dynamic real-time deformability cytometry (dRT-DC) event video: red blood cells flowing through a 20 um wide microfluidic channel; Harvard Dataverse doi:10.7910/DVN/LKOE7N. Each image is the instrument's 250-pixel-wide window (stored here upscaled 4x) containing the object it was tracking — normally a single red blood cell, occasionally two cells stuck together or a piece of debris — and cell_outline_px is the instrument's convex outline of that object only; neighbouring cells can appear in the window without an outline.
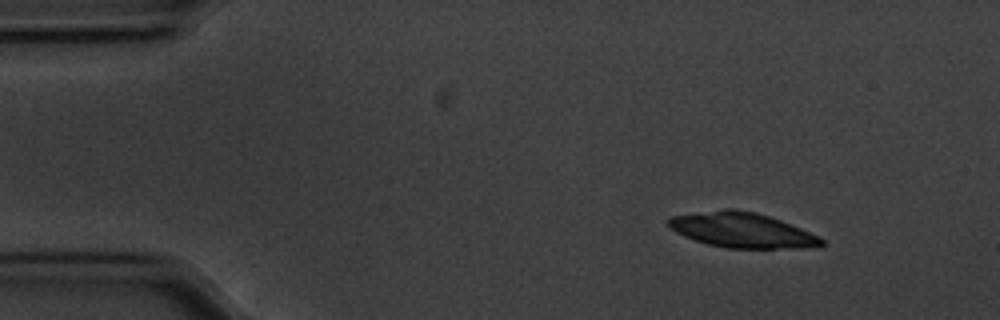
{"species": "common noctule bat (a hibernating species)", "species_latin": "Nyctalus noctula", "temperature_condition": "cold", "stored_images_in_passage": 50, "camera_frame_rate_fps": 3000, "um_per_image_px": 0.085, "animal": {"sex": "male", "body_mass_g": 20.1, "forearm_length_mm": 53.5}, "frame": {"image": 1, "passage_image": 1, "time_ms": 0.0, "image_size_px": [1000, 320], "cell_outline_px": [[824, 244], [804, 248], [724, 248], [708, 244], [684, 236], [668, 228], [664, 220], [668, 216], [724, 208], [732, 208], [756, 212], [780, 220], [800, 228], [824, 240]], "centroid_in_image_um": [62.96, 19.54], "position_along_channel_um": 22.0, "area_um2": 31.33}}